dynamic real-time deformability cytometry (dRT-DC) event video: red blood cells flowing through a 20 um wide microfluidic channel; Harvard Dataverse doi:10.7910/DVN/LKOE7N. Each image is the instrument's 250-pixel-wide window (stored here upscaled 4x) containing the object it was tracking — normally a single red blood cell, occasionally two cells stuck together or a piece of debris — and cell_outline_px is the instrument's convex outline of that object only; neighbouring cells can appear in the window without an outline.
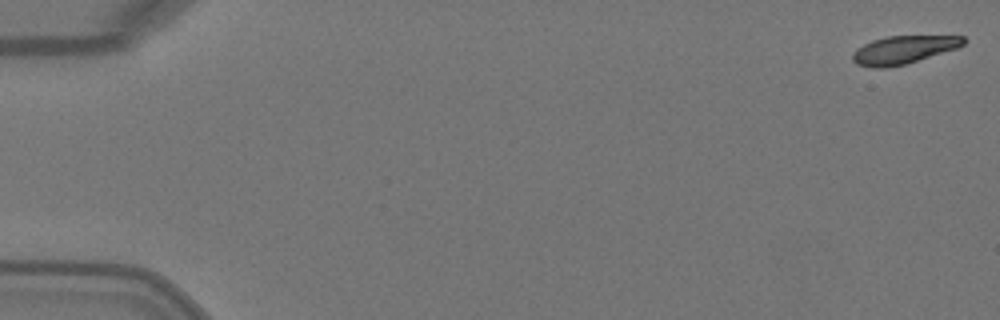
{"species": "Egyptian fruit bat (a non-hibernating species)", "species_latin": "Rousettus aegyptiacus", "temperature_condition": "warm", "stored_images_in_passage": 4, "camera_frame_rate_fps": 3000, "um_per_image_px": 0.085, "animal": {"sex": "female"}, "frame": {"image": 1, "passage_image": 1, "time_ms": 0.0, "image_size_px": [1000, 320], "cell_outline_px": [[968, 40], [964, 44], [956, 48], [904, 64], [884, 68], [872, 68], [856, 64], [852, 60], [852, 52], [856, 48], [872, 40], [888, 36], [964, 36]], "centroid_in_image_um": [76.75, 4.23], "position_along_channel_um": 8.2, "area_um2": 17.98}}
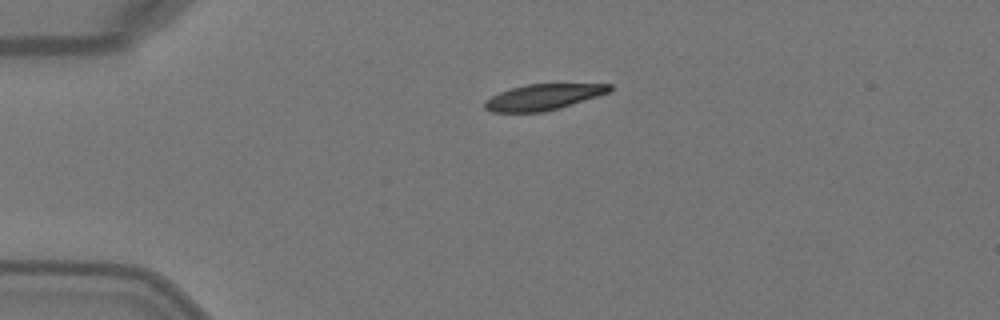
{"frame": {"image": 2, "passage_image": 4, "time_ms": 1.0, "image_size_px": [1000, 320], "cell_outline_px": [[612, 88], [608, 92], [560, 108], [544, 112], [492, 112], [484, 108], [484, 100], [500, 92], [512, 88], [528, 84], [612, 84]], "centroid_in_image_um": [46.13, 8.25], "position_along_channel_um": 38.9, "area_um2": 18.61}}